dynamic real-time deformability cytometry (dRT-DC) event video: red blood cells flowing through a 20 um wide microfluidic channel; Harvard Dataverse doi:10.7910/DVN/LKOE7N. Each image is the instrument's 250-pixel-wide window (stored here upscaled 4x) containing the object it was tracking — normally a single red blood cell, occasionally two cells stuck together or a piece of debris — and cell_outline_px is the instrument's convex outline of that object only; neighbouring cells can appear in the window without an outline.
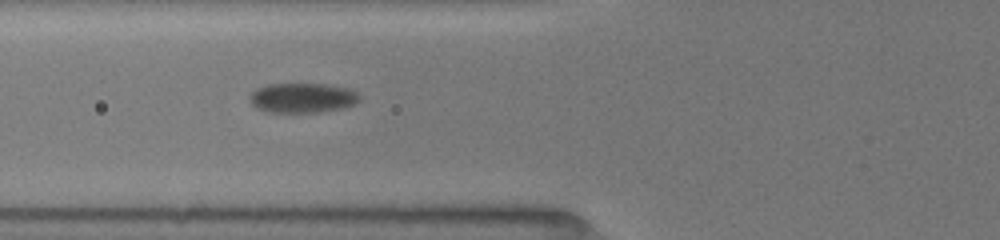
{"species": "common noctule bat (a hibernating species)", "species_latin": "Nyctalus noctula", "temperature_condition": "room temperature", "stored_images_in_passage": 12, "camera_frame_rate_fps": 3000, "um_per_image_px": 0.085, "animal": {"sex": "female", "body_mass_g": 19.5, "forearm_length_mm": 54.1}, "frame": {"image": 1, "passage_image": 7, "time_ms": 3.667, "image_size_px": [1000, 240], "cell_outline_px": [[360, 100], [352, 104], [340, 108], [320, 112], [268, 112], [256, 108], [252, 104], [248, 96], [256, 88], [268, 84], [324, 84], [348, 88], [360, 92]], "centroid_in_image_um": [25.69, 8.31], "position_along_channel_um": 100.1, "area_um2": 19.07}}
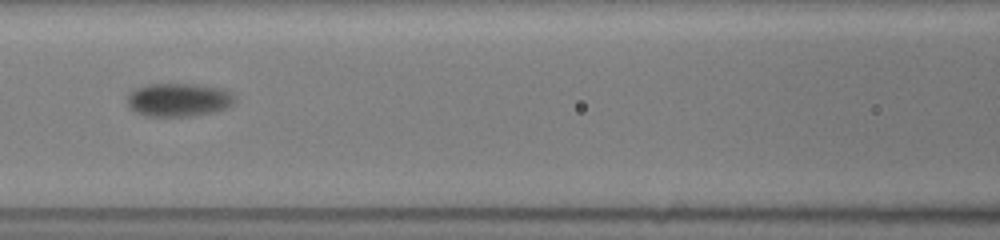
{"frame": {"image": 2, "passage_image": 10, "time_ms": 5.0, "image_size_px": [1000, 240], "cell_outline_px": [[236, 100], [228, 108], [212, 112], [192, 116], [144, 116], [128, 108], [128, 96], [136, 88], [148, 84], [196, 84], [224, 88], [236, 96]], "centroid_in_image_um": [15.22, 8.48], "position_along_channel_um": 151.4, "area_um2": 21.1}}